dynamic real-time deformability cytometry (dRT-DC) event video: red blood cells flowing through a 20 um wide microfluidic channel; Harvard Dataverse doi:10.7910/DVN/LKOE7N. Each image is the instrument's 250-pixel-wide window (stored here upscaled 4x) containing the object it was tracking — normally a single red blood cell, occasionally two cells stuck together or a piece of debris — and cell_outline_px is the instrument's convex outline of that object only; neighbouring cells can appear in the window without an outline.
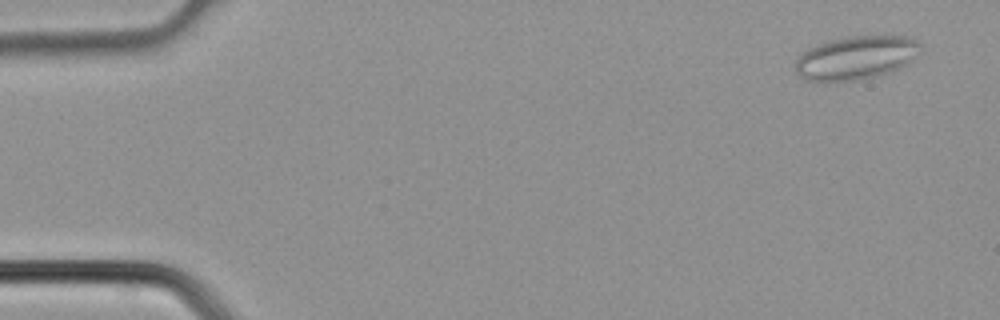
{"species": "common noctule bat (a hibernating species)", "species_latin": "Nyctalus noctula", "temperature_condition": "cold", "stored_images_in_passage": 3, "camera_frame_rate_fps": 3000, "um_per_image_px": 0.085, "animal": {"sex": "male", "body_mass_g": 21.5, "forearm_length_mm": 52.0}, "frame": {"image": 1, "passage_image": 1, "time_ms": 0.0, "image_size_px": [1000, 320], "cell_outline_px": [[924, 44], [920, 52], [908, 64], [888, 72], [860, 80], [804, 80], [796, 72], [796, 60], [808, 48], [816, 44], [828, 40], [848, 36], [908, 36]], "centroid_in_image_um": [72.8, 4.88], "position_along_channel_um": 12.2, "area_um2": 31.67}}